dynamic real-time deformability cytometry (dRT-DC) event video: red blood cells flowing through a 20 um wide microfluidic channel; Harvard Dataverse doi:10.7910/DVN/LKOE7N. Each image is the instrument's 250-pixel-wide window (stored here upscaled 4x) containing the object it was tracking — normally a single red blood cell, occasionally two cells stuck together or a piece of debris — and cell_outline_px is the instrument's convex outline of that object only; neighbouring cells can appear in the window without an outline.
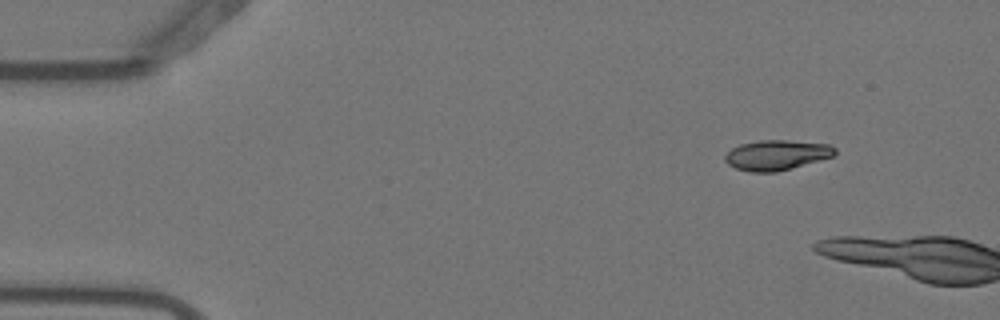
{"species": "Egyptian fruit bat (a non-hibernating species)", "species_latin": "Rousettus aegyptiacus", "temperature_condition": "warm", "stored_images_in_passage": 3, "camera_frame_rate_fps": 3000, "um_per_image_px": 0.085, "animal": {"sex": "female"}, "frame": {"image": 1, "passage_image": 2, "time_ms": 0.333, "image_size_px": [1000, 320], "cell_outline_px": [[836, 152], [832, 156], [792, 168], [776, 172], [752, 172], [736, 168], [728, 164], [724, 160], [724, 156], [732, 148], [740, 144], [760, 140], [788, 140], [828, 144], [836, 148]], "centroid_in_image_um": [65.99, 13.17], "position_along_channel_um": 19.0, "area_um2": 19.13}}